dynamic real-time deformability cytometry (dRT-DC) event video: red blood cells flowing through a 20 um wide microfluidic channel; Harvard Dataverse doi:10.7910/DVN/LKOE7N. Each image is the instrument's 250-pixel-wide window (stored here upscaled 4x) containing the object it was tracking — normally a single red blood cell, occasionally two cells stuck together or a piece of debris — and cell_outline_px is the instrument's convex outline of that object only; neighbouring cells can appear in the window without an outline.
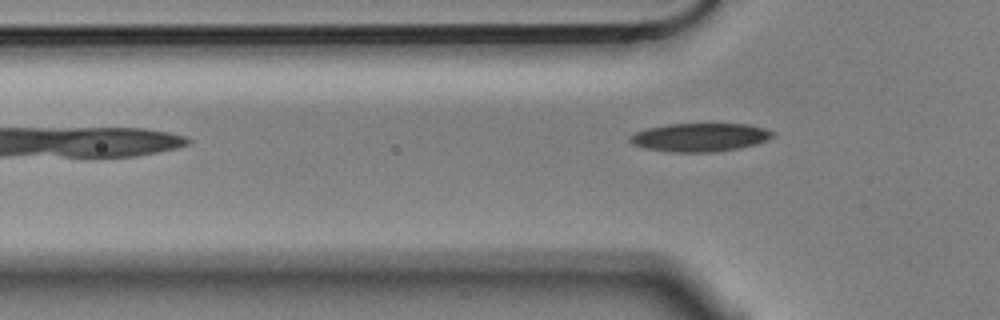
{"species": "Egyptian fruit bat (a non-hibernating species)", "species_latin": "Rousettus aegyptiacus", "temperature_condition": "cold", "stored_images_in_passage": 5, "camera_frame_rate_fps": 3000, "um_per_image_px": 0.085, "animal": {"sex": "male"}, "frame": {"image": 1, "passage_image": 5, "time_ms": 1.333, "image_size_px": [1000, 320], "cell_outline_px": [[776, 132], [768, 140], [756, 144], [740, 148], [716, 152], [672, 152], [644, 148], [632, 144], [628, 140], [636, 132], [648, 128], [668, 124], [748, 124], [764, 128]], "centroid_in_image_um": [59.52, 11.68], "position_along_channel_um": 66.3, "area_um2": 23.64}}